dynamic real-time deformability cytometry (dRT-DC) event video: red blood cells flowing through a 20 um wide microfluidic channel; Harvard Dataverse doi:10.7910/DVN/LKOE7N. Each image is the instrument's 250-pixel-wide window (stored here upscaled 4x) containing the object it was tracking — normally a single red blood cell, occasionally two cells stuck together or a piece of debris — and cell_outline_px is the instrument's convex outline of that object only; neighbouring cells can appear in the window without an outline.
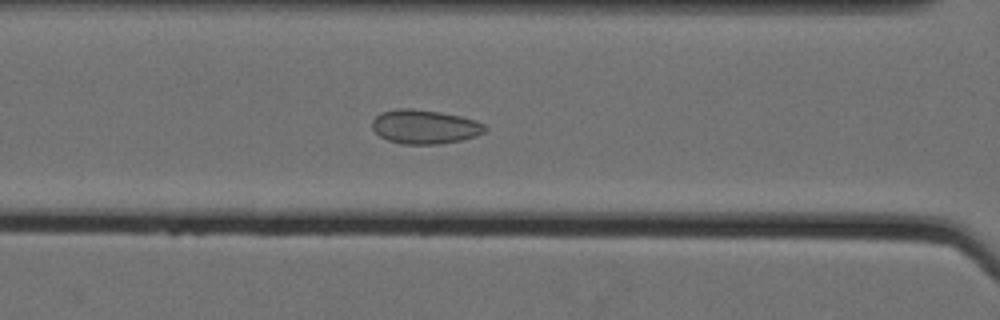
{"species": "Egyptian fruit bat (a non-hibernating species)", "species_latin": "Rousettus aegyptiacus", "temperature_condition": "cold", "stored_images_in_passage": 62, "camera_frame_rate_fps": 3000, "um_per_image_px": 0.085, "animal": {"sex": "female"}, "frame": {"image": 1, "passage_image": 31, "time_ms": 10.0, "image_size_px": [1000, 320], "cell_outline_px": [[488, 128], [484, 132], [476, 136], [460, 140], [440, 144], [404, 144], [388, 140], [380, 136], [372, 128], [372, 120], [376, 116], [384, 112], [396, 108], [412, 108], [440, 112], [460, 116], [476, 120], [484, 124]], "centroid_in_image_um": [36.11, 10.77], "position_along_channel_um": 130.5, "area_um2": 22.37}}
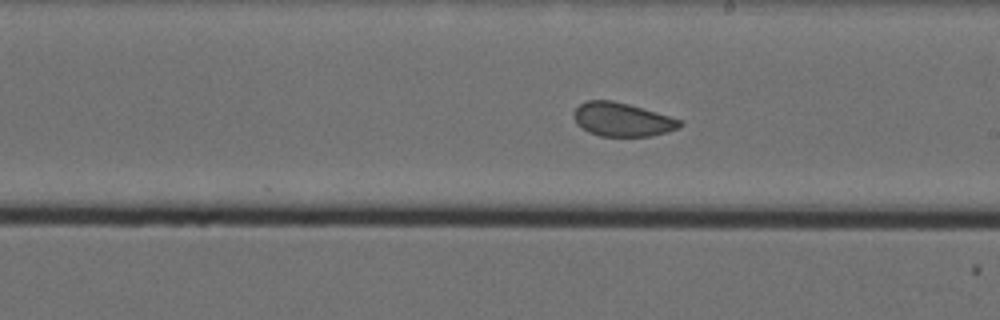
{"frame": {"image": 2, "passage_image": 40, "time_ms": 13.0, "image_size_px": [1000, 320], "cell_outline_px": [[684, 124], [680, 128], [668, 132], [652, 136], [600, 136], [588, 132], [576, 124], [572, 116], [572, 112], [580, 104], [588, 100], [612, 100], [628, 104], [668, 116], [680, 120]], "centroid_in_image_um": [52.85, 10.17], "position_along_channel_um": 236.1, "area_um2": 20.87}}
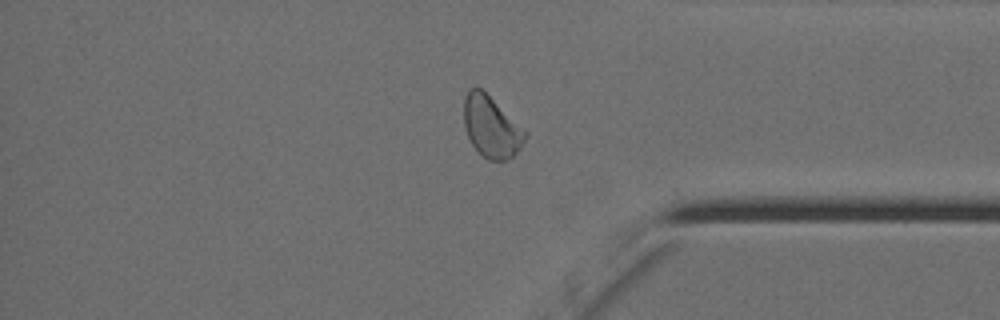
{"frame": {"image": 3, "passage_image": 54, "time_ms": 17.667, "image_size_px": [1000, 320], "cell_outline_px": [[528, 136], [520, 148], [508, 160], [488, 160], [472, 144], [468, 136], [464, 124], [464, 96], [468, 88], [476, 84], [528, 132]], "centroid_in_image_um": [41.76, 10.75], "position_along_channel_um": 393.4, "area_um2": 21.85}, "authors_computed_cell_mechanics": {"area_um2": 23.0622, "velocity_mm_per_s": 3.519, "shape_relaxation_time_tau1_ms": null, "shape_relaxation_time_tau2_ms": 1.0993, "deformation_change_tau1": null, "deformation_change_tau2": 0.0672}}